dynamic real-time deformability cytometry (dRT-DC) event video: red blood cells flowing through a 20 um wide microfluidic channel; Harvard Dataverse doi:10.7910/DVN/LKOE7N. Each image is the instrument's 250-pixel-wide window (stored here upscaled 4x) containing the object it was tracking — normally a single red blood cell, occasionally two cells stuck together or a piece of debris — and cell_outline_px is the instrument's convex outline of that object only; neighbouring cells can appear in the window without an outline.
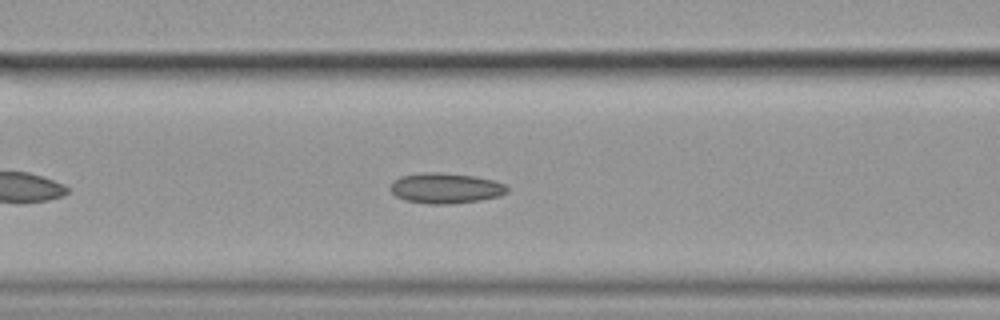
{"species": "common noctule bat (a hibernating species)", "species_latin": "Nyctalus noctula", "temperature_condition": "cold", "stored_images_in_passage": 6, "camera_frame_rate_fps": 3000, "um_per_image_px": 0.085, "animal": {"sex": "female", "body_mass_g": 19.9}, "frame": {"image": 1, "passage_image": 6, "time_ms": 1.667, "image_size_px": [1000, 320], "cell_outline_px": [[508, 192], [500, 196], [480, 200], [448, 204], [432, 204], [404, 200], [396, 196], [392, 192], [392, 180], [400, 176], [420, 172], [444, 172], [472, 176], [492, 180], [508, 184]], "centroid_in_image_um": [37.89, 15.98], "position_along_channel_um": 128.7, "area_um2": 20.81}}